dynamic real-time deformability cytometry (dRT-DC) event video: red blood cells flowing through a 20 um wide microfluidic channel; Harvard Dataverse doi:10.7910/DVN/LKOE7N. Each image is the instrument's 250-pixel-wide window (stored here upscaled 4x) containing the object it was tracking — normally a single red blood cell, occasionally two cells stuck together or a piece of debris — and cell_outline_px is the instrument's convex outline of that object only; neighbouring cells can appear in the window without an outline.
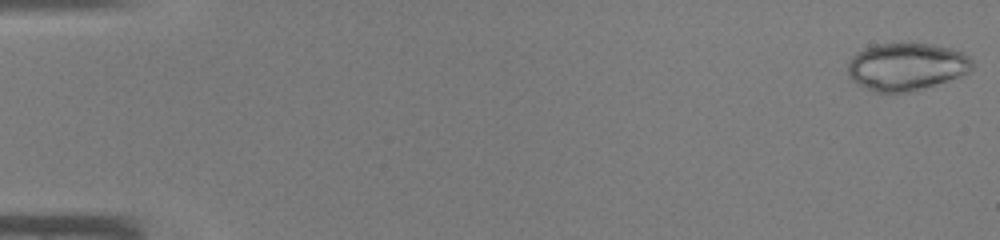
{"species": "common noctule bat (a hibernating species)", "species_latin": "Nyctalus noctula", "temperature_condition": "warm", "stored_images_in_passage": 45, "camera_frame_rate_fps": 3000, "um_per_image_px": 0.085, "animal": {"sex": "male", "body_mass_g": 19.0, "forearm_length_mm": 50.8}, "frame": {"image": 1, "passage_image": 1, "time_ms": 0.0, "image_size_px": [1000, 240], "cell_outline_px": [[972, 68], [968, 72], [912, 92], [876, 92], [852, 80], [848, 76], [848, 64], [852, 56], [856, 52], [864, 48], [876, 44], [932, 44], [952, 48], [968, 56], [972, 60]], "centroid_in_image_um": [77.01, 5.65], "position_along_channel_um": 8.0, "area_um2": 33.99}}
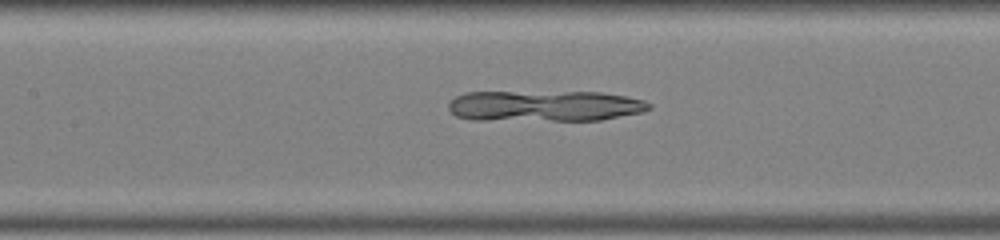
{"frame": {"image": 2, "passage_image": 22, "time_ms": 7.0, "image_size_px": [1000, 240], "cell_outline_px": [[652, 108], [640, 112], [600, 120], [472, 120], [456, 116], [448, 108], [448, 104], [456, 96], [464, 92], [600, 92], [628, 96], [644, 100], [652, 104]], "centroid_in_image_um": [46.29, 9.0], "position_along_channel_um": 161.1, "area_um2": 36.3}}
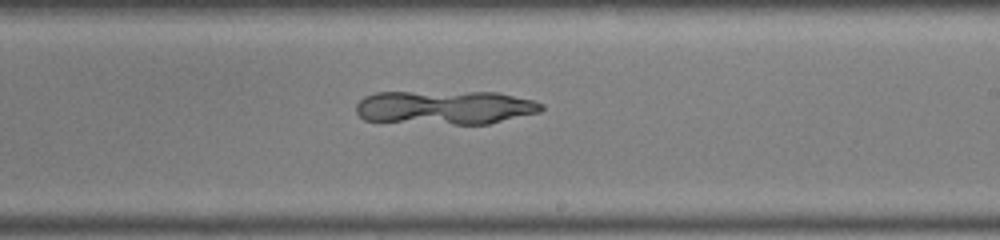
{"frame": {"image": 3, "passage_image": 28, "time_ms": 9.0, "image_size_px": [1000, 240], "cell_outline_px": [[544, 108], [540, 112], [488, 124], [452, 124], [364, 120], [356, 112], [356, 104], [364, 96], [376, 92], [496, 92], [532, 100], [544, 104]], "centroid_in_image_um": [37.83, 9.13], "position_along_channel_um": 251.2, "area_um2": 36.53}}